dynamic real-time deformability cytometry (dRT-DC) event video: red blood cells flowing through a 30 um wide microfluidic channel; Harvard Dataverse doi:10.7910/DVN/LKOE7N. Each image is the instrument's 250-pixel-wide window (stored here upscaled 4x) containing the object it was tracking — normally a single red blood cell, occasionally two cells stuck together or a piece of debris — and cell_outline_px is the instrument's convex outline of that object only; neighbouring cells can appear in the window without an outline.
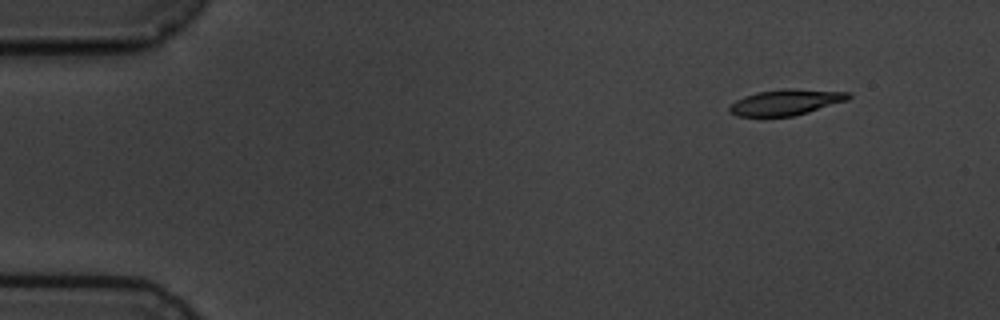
{"species": "common noctule bat (a hibernating species)", "species_latin": "Nyctalus noctula", "temperature_condition": "cold", "stored_images_in_passage": 4, "camera_frame_rate_fps": 3000, "um_per_image_px": 0.085, "animal": {"sex": "male", "body_mass_g": 19.5, "forearm_length_mm": 54.6}, "frame": {"image": 1, "passage_image": 1, "time_ms": 0.0, "image_size_px": [1000, 320], "cell_outline_px": [[852, 96], [848, 100], [808, 112], [792, 116], [736, 116], [728, 112], [728, 108], [736, 100], [744, 96], [756, 92], [788, 88], [792, 88], [852, 92]], "centroid_in_image_um": [66.82, 8.68], "position_along_channel_um": 18.2, "area_um2": 17.98}}
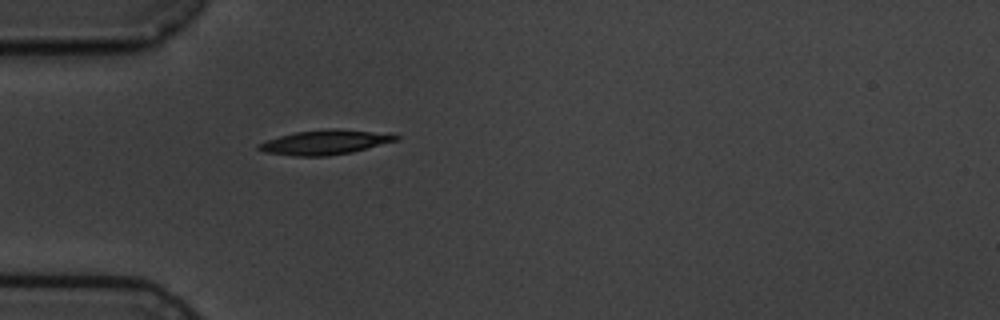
{"frame": {"image": 2, "passage_image": 4, "time_ms": 3.667, "image_size_px": [1000, 320], "cell_outline_px": [[400, 140], [352, 152], [328, 156], [292, 156], [264, 152], [256, 148], [260, 144], [268, 140], [280, 136], [296, 132], [332, 128], [336, 128], [372, 132], [400, 136]], "centroid_in_image_um": [27.63, 12.1], "position_along_channel_um": 57.4, "area_um2": 19.42}}